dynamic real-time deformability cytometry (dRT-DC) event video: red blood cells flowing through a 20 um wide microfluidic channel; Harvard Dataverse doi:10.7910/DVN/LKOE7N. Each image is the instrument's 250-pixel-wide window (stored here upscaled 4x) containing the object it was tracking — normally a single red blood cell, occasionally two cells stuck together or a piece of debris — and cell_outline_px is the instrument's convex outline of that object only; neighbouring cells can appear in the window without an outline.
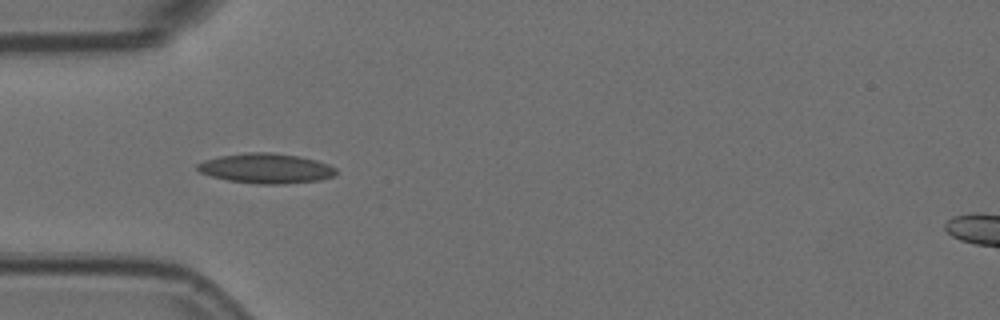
{"species": "Egyptian fruit bat (a non-hibernating species)", "species_latin": "Rousettus aegyptiacus", "temperature_condition": "room temperature", "stored_images_in_passage": 4, "camera_frame_rate_fps": 3000, "um_per_image_px": 0.085, "animal": {"sex": "female"}, "frame": {"image": 1, "passage_image": 4, "time_ms": 1.0, "image_size_px": [1000, 320], "cell_outline_px": [[336, 176], [320, 180], [284, 184], [256, 184], [228, 180], [212, 176], [200, 172], [196, 168], [196, 164], [204, 160], [220, 156], [248, 152], [268, 152], [296, 156], [316, 160], [328, 164], [336, 168]], "centroid_in_image_um": [22.62, 14.32], "position_along_channel_um": 62.4, "area_um2": 24.16}}